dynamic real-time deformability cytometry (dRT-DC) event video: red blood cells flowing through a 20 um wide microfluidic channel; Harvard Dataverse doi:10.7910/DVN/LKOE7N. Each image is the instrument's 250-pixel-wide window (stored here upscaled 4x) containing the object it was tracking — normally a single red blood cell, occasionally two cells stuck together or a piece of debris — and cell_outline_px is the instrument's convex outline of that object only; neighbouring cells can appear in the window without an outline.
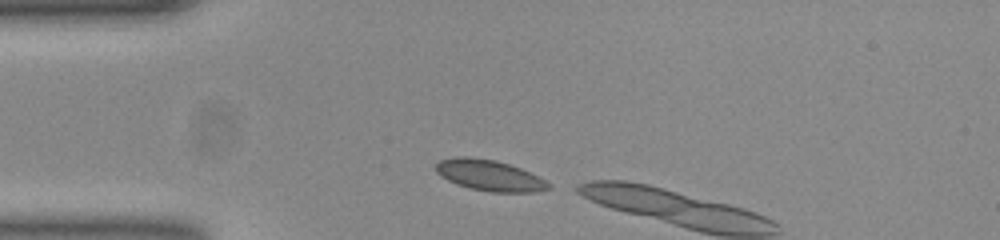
{"species": "common noctule bat (a hibernating species)", "species_latin": "Nyctalus noctula", "temperature_condition": "room temperature", "stored_images_in_passage": 3, "camera_frame_rate_fps": 3000, "um_per_image_px": 0.085, "animal": {"sex": "female", "body_mass_g": 23.0, "forearm_length_mm": 53.4}, "frame": {"image": 1, "passage_image": 1, "time_ms": 0.0, "image_size_px": [1000, 240], "cell_outline_px": [[552, 188], [532, 192], [492, 192], [472, 188], [456, 184], [448, 180], [436, 172], [436, 164], [440, 160], [456, 156], [464, 156], [496, 160], [520, 168], [552, 184]], "centroid_in_image_um": [41.6, 14.9], "position_along_channel_um": 43.4, "area_um2": 20.06}}